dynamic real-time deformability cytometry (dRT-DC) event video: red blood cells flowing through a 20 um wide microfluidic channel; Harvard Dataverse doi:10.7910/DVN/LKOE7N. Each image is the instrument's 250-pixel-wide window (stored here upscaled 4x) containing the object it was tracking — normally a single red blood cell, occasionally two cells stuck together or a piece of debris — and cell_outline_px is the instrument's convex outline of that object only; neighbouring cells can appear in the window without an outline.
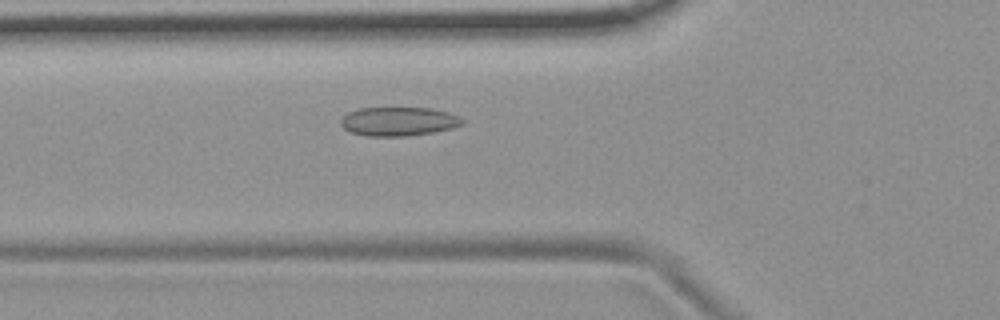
{"species": "common noctule bat (a hibernating species)", "species_latin": "Nyctalus noctula", "temperature_condition": "room temperature", "stored_images_in_passage": 52, "camera_frame_rate_fps": 3000, "um_per_image_px": 0.085, "animal": {"sex": "female", "body_mass_g": 19.9}, "frame": {"image": 1, "passage_image": 17, "time_ms": 5.333, "image_size_px": [1000, 320], "cell_outline_px": [[464, 124], [452, 128], [432, 132], [408, 136], [368, 136], [352, 132], [344, 128], [340, 124], [340, 120], [348, 112], [360, 108], [432, 108], [448, 112], [460, 116], [464, 120]], "centroid_in_image_um": [33.9, 10.32], "position_along_channel_um": 91.9, "area_um2": 20.46}}
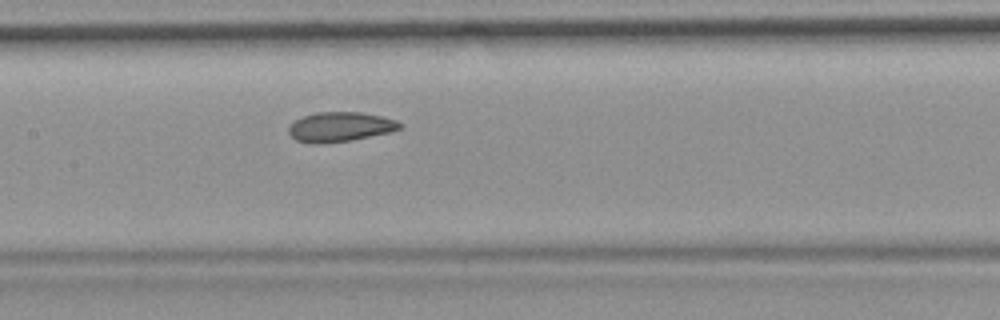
{"frame": {"image": 2, "passage_image": 24, "time_ms": 7.667, "image_size_px": [1000, 320], "cell_outline_px": [[404, 124], [400, 128], [388, 132], [352, 140], [324, 144], [308, 144], [296, 140], [288, 132], [288, 128], [296, 120], [304, 116], [316, 112], [360, 112], [380, 116], [396, 120]], "centroid_in_image_um": [28.89, 10.79], "position_along_channel_um": 178.5, "area_um2": 19.19}}
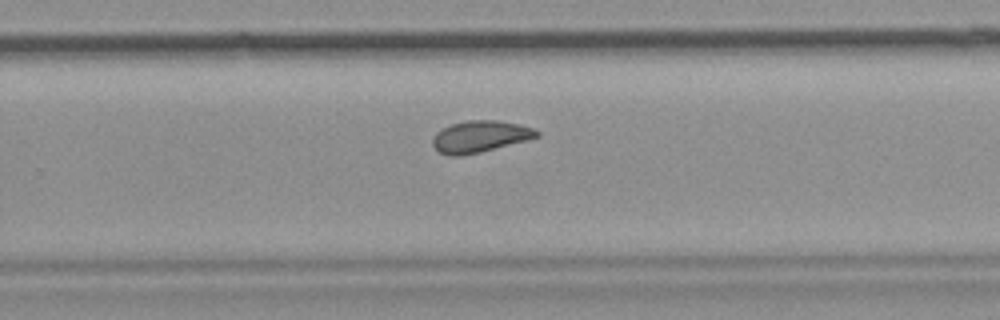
{"frame": {"image": 3, "passage_image": 33, "time_ms": 10.667, "image_size_px": [1000, 320], "cell_outline_px": [[540, 136], [528, 140], [480, 152], [460, 156], [448, 156], [440, 152], [432, 144], [432, 136], [436, 132], [452, 124], [468, 120], [500, 120], [520, 124], [532, 128], [540, 132]], "centroid_in_image_um": [40.81, 11.6], "position_along_channel_um": 289.0, "area_um2": 19.25}, "authors_computed_cell_mechanics": {"area_um2": 19.7965, "velocity_mm_per_s": 3.6984, "shape_relaxation_time_tau1_ms": null, "shape_relaxation_time_tau2_ms": 2.2351, "deformation_change_tau1": null, "deformation_change_tau2": 0.0586}}